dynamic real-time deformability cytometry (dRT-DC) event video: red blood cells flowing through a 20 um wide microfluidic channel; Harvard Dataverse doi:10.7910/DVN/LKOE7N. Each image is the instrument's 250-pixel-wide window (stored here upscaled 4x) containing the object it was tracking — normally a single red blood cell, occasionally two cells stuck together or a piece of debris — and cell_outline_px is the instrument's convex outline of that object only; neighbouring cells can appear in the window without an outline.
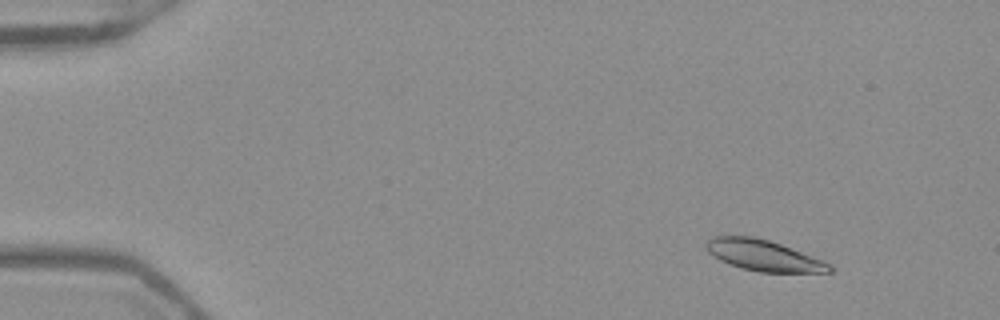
{"species": "Egyptian fruit bat (a non-hibernating species)", "species_latin": "Rousettus aegyptiacus", "temperature_condition": "warm", "stored_images_in_passage": 54, "camera_frame_rate_fps": 3000, "um_per_image_px": 0.085, "frame": {"image": 1, "passage_image": 7, "time_ms": 2.0, "image_size_px": [1000, 320], "cell_outline_px": [[836, 268], [832, 272], [760, 272], [728, 264], [720, 260], [708, 252], [704, 244], [712, 236], [752, 236], [768, 240], [780, 244], [832, 264]], "centroid_in_image_um": [64.9, 21.71], "position_along_channel_um": 20.1, "area_um2": 22.08}}
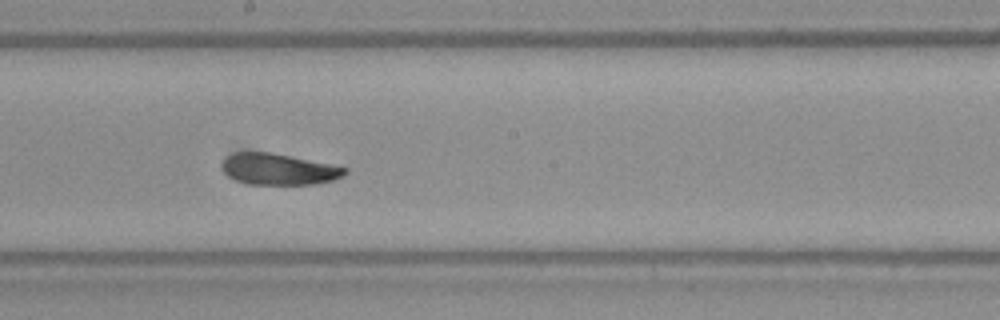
{"frame": {"image": 2, "passage_image": 31, "time_ms": 10.0, "image_size_px": [1000, 320], "cell_outline_px": [[348, 172], [344, 176], [332, 180], [312, 184], [248, 184], [236, 180], [228, 176], [224, 172], [224, 160], [228, 156], [236, 152], [272, 152], [348, 168]], "centroid_in_image_um": [23.71, 14.38], "position_along_channel_um": 224.5, "area_um2": 22.08}}
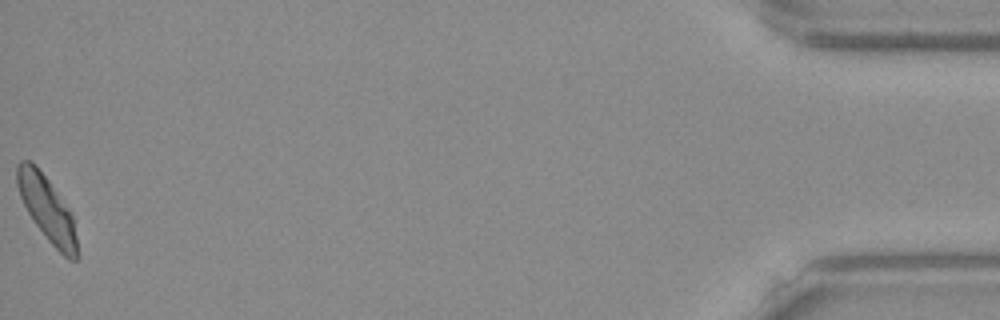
{"frame": {"image": 3, "passage_image": 54, "time_ms": 17.667, "image_size_px": [1000, 320], "cell_outline_px": [[76, 260], [68, 260], [48, 240], [36, 224], [28, 212], [20, 196], [16, 184], [16, 164], [20, 160], [28, 160], [36, 164], [48, 180], [68, 208], [72, 216], [76, 236]], "centroid_in_image_um": [3.96, 17.69], "position_along_channel_um": 431.2, "area_um2": 22.25}, "authors_computed_cell_mechanics": {"area_um2": 23.0622, "velocity_mm_per_s": 3.9056, "shape_relaxation_time_tau1_ms": 3.1584, "shape_relaxation_time_tau2_ms": 2.551, "deformation_change_tau1": 0.1271, "deformation_change_tau2": 0.0531}}